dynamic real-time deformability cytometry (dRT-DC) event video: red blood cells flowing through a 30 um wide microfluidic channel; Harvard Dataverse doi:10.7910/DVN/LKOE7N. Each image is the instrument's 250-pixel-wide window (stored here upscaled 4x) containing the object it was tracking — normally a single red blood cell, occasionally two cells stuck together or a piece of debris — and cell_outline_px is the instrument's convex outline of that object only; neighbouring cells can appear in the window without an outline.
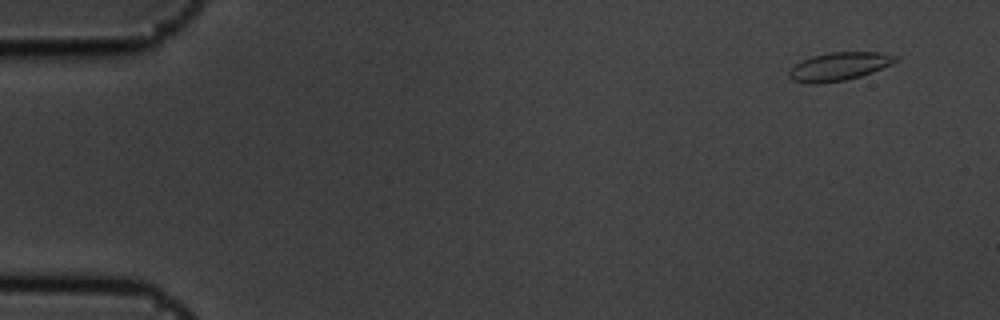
{"species": "common noctule bat (a hibernating species)", "species_latin": "Nyctalus noctula", "temperature_condition": "cold", "stored_images_in_passage": 4, "camera_frame_rate_fps": 3000, "um_per_image_px": 0.085, "animal": {"sex": "male", "body_mass_g": 19.5, "forearm_length_mm": 54.6}, "frame": {"image": 1, "passage_image": 1, "time_ms": 0.0, "image_size_px": [1000, 320], "cell_outline_px": [[900, 60], [872, 72], [860, 76], [844, 80], [820, 84], [808, 84], [792, 80], [788, 76], [788, 72], [796, 64], [812, 56], [832, 52], [880, 52], [900, 56]], "centroid_in_image_um": [71.34, 5.65], "position_along_channel_um": 13.7, "area_um2": 17.51}}